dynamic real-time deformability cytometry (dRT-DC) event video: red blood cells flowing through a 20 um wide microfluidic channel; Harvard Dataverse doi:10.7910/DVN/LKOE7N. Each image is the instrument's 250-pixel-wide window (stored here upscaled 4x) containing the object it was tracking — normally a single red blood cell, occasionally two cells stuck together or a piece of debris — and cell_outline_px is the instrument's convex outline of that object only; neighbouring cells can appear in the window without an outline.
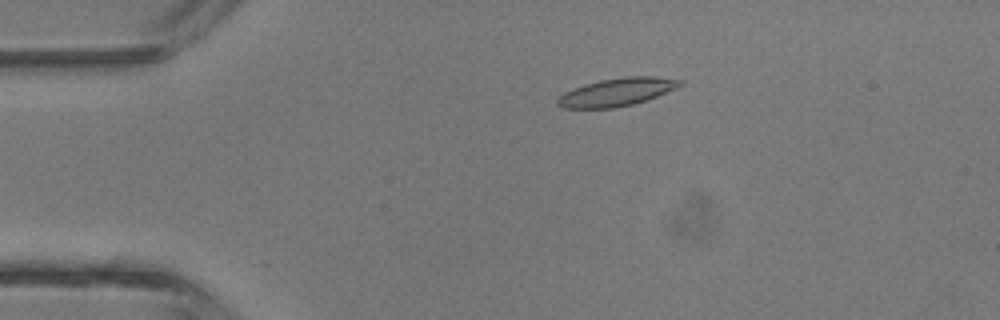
{"species": "common noctule bat (a hibernating species)", "species_latin": "Nyctalus noctula", "temperature_condition": "room temperature", "stored_images_in_passage": 4, "camera_frame_rate_fps": 3000, "um_per_image_px": 0.085, "animal": {"sex": "male", "body_mass_g": 13.3}, "frame": {"image": 1, "passage_image": 3, "time_ms": 2.333, "image_size_px": [1000, 320], "cell_outline_px": [[684, 84], [676, 88], [656, 96], [632, 104], [616, 108], [564, 108], [556, 104], [556, 100], [564, 92], [584, 84], [600, 80], [624, 76], [652, 76], [684, 80]], "centroid_in_image_um": [52.42, 7.82], "position_along_channel_um": 32.6, "area_um2": 19.88}}